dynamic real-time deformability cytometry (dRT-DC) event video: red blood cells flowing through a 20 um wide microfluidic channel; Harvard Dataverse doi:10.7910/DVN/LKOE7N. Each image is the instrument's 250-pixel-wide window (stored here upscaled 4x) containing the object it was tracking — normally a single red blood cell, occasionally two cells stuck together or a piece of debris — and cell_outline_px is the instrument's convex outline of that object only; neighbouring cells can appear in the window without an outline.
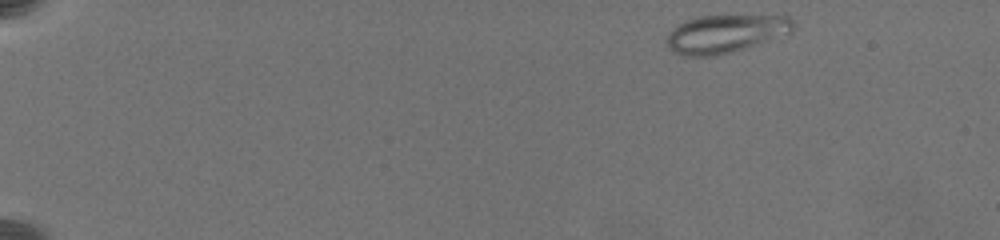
{"species": "common noctule bat (a hibernating species)", "species_latin": "Nyctalus noctula", "temperature_condition": "warm", "stored_images_in_passage": 6, "camera_frame_rate_fps": 3000, "um_per_image_px": 0.085, "animal": {"sex": "female", "body_mass_g": 19.5, "forearm_length_mm": 54.1}, "frame": {"image": 1, "passage_image": 1, "time_ms": 0.0, "image_size_px": [1000, 240], "cell_outline_px": [[796, 24], [792, 32], [788, 36], [728, 52], [712, 56], [680, 56], [672, 52], [668, 44], [668, 32], [680, 24], [688, 20], [700, 16], [792, 16]], "centroid_in_image_um": [61.75, 2.87], "position_along_channel_um": 23.3, "area_um2": 28.09}}